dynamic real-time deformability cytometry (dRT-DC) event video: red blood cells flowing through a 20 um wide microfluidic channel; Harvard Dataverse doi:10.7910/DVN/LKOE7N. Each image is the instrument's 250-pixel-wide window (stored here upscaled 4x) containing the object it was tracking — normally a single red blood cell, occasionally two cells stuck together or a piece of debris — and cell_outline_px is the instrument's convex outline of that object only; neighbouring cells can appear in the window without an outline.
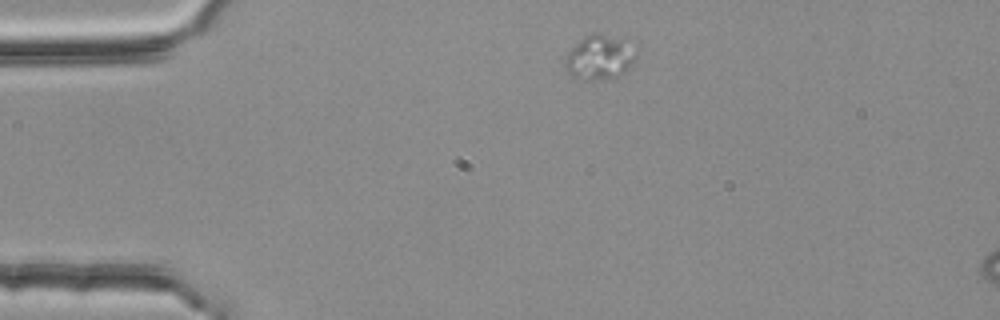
{"species": "common noctule bat (a hibernating species)", "species_latin": "Nyctalus noctula", "temperature_condition": "room temperature", "stored_images_in_passage": 2, "camera_frame_rate_fps": 3000, "um_per_image_px": 0.085, "animal": {"sex": "female", "body_mass_g": 25.1}, "frame": {"image": 1, "passage_image": 1, "time_ms": 0.0, "image_size_px": [1000, 320], "cell_outline_px": [[636, 60], [624, 72], [616, 76], [588, 80], [584, 80], [572, 76], [568, 72], [564, 64], [564, 60], [568, 52], [584, 36], [592, 32], [628, 36], [636, 52]], "centroid_in_image_um": [51.02, 4.8], "position_along_channel_um": 34.0, "area_um2": 18.9}}